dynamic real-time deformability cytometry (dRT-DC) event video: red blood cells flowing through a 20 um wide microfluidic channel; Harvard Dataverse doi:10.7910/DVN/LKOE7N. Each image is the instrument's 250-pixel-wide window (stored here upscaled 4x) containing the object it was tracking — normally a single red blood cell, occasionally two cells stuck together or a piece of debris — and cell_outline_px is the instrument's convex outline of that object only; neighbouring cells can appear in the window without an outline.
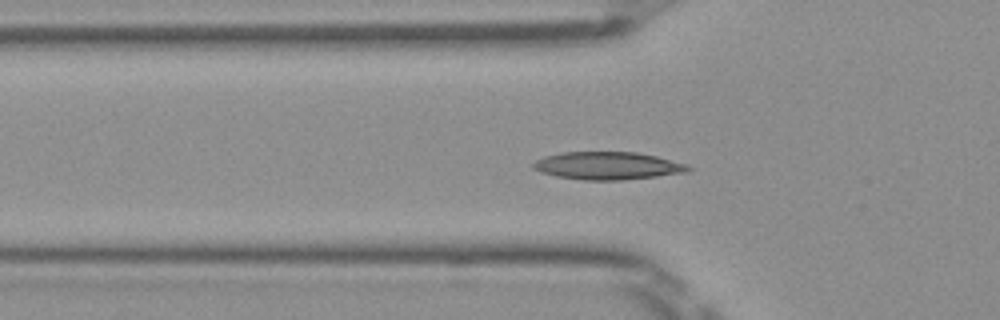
{"species": "Egyptian fruit bat (a non-hibernating species)", "species_latin": "Rousettus aegyptiacus", "temperature_condition": "room temperature", "stored_images_in_passage": 52, "camera_frame_rate_fps": 3000, "um_per_image_px": 0.085, "frame": {"image": 1, "passage_image": 17, "time_ms": 5.333, "image_size_px": [1000, 320], "cell_outline_px": [[692, 168], [688, 172], [656, 176], [620, 180], [584, 180], [556, 176], [540, 172], [532, 168], [532, 164], [536, 160], [544, 156], [564, 152], [636, 152], [656, 156], [688, 164]], "centroid_in_image_um": [51.65, 14.08], "position_along_channel_um": 74.2, "area_um2": 25.03}}
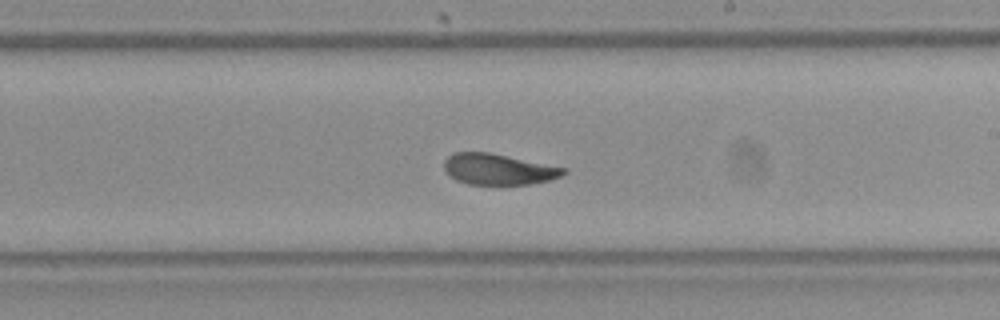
{"frame": {"image": 2, "passage_image": 30, "time_ms": 9.667, "image_size_px": [1000, 320], "cell_outline_px": [[568, 172], [560, 176], [548, 180], [528, 184], [468, 184], [456, 180], [444, 172], [444, 160], [452, 152], [492, 152], [568, 168]], "centroid_in_image_um": [42.35, 14.37], "position_along_channel_um": 246.6, "area_um2": 21.79}}
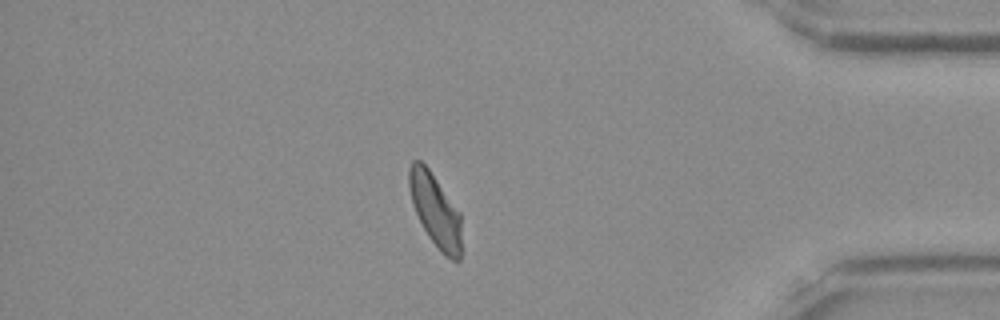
{"frame": {"image": 3, "passage_image": 44, "time_ms": 14.333, "image_size_px": [1000, 320], "cell_outline_px": [[460, 260], [456, 264], [440, 252], [428, 236], [412, 204], [408, 184], [408, 168], [412, 160], [420, 160], [428, 168], [460, 212]], "centroid_in_image_um": [36.99, 17.89], "position_along_channel_um": 398.2, "area_um2": 22.2}, "authors_computed_cell_mechanics": {"area_um2": 22.9177, "velocity_mm_per_s": 3.9647, "shape_relaxation_time_tau1_ms": 7.208, "shape_relaxation_time_tau2_ms": 1.7192, "deformation_change_tau1": 0.2112, "deformation_change_tau2": 0.0736}}